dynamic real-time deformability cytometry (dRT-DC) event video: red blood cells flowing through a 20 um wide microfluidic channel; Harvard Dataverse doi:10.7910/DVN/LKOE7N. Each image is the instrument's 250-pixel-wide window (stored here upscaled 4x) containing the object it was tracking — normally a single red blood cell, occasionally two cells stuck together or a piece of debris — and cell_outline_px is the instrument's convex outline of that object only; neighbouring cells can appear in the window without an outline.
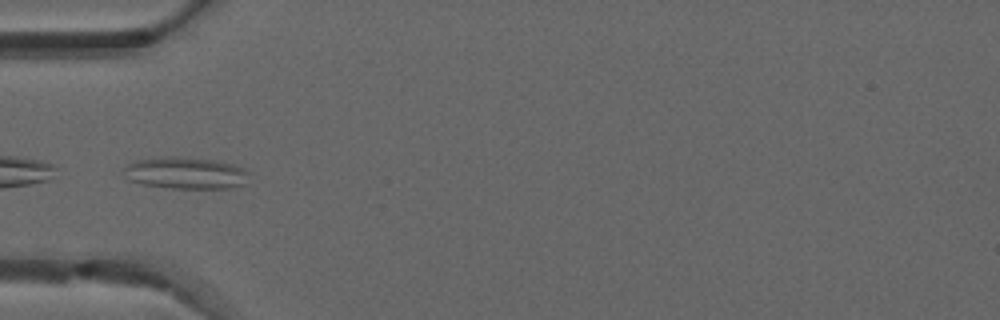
{"species": "common noctule bat (a hibernating species)", "species_latin": "Nyctalus noctula", "temperature_condition": "warm", "stored_images_in_passage": 49, "camera_frame_rate_fps": 3000, "um_per_image_px": 0.085, "animal": {"sex": "male", "forearm_length_mm": 52.5}, "frame": {"image": 1, "passage_image": 17, "time_ms": 5.333, "image_size_px": [1000, 320], "cell_outline_px": [[248, 172], [244, 184], [232, 188], [172, 188], [144, 184], [128, 180], [124, 176], [124, 168], [128, 164], [136, 160], [164, 156], [176, 156], [212, 160], [244, 168]], "centroid_in_image_um": [15.73, 14.7], "position_along_channel_um": 69.3, "area_um2": 23.0}}
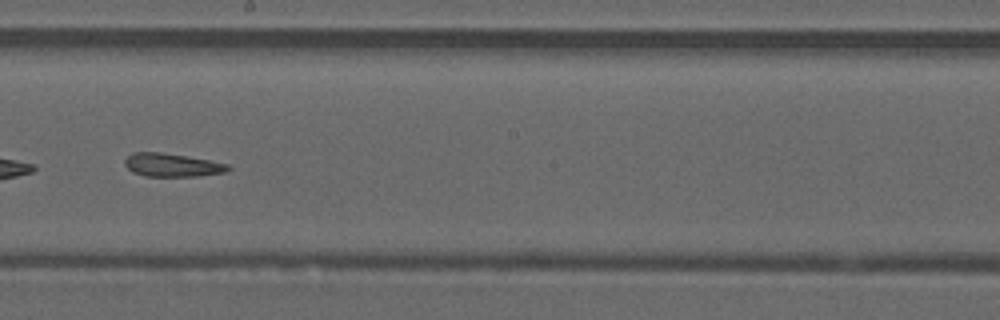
{"frame": {"image": 2, "passage_image": 29, "time_ms": 9.333, "image_size_px": [1000, 320], "cell_outline_px": [[232, 168], [224, 172], [196, 176], [144, 176], [132, 172], [124, 164], [124, 160], [132, 152], [160, 152], [188, 156], [228, 164]], "centroid_in_image_um": [14.59, 14.02], "position_along_channel_um": 233.6, "area_um2": 13.99}}
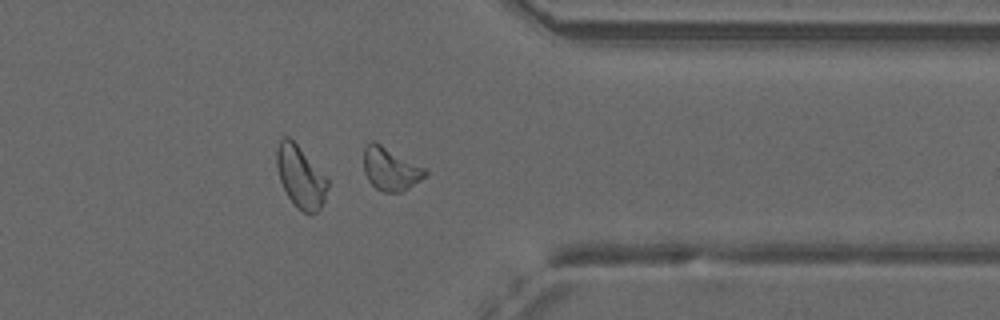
{"frame": {"image": 3, "passage_image": 40, "time_ms": 13.0, "image_size_px": [1000, 320], "cell_outline_px": [[428, 172], [420, 180], [408, 188], [400, 192], [384, 192], [376, 188], [368, 180], [364, 172], [364, 148], [372, 140], [380, 144], [424, 168]], "centroid_in_image_um": [33.16, 14.37], "position_along_channel_um": 378.2, "area_um2": 14.97}, "authors_computed_cell_mechanics": {"area_um2": 15.5482, "velocity_mm_per_s": 4.1109, "shape_relaxation_time_tau1_ms": null, "shape_relaxation_time_tau2_ms": 2.8666, "deformation_change_tau1": null, "deformation_change_tau2": 0.1178}}